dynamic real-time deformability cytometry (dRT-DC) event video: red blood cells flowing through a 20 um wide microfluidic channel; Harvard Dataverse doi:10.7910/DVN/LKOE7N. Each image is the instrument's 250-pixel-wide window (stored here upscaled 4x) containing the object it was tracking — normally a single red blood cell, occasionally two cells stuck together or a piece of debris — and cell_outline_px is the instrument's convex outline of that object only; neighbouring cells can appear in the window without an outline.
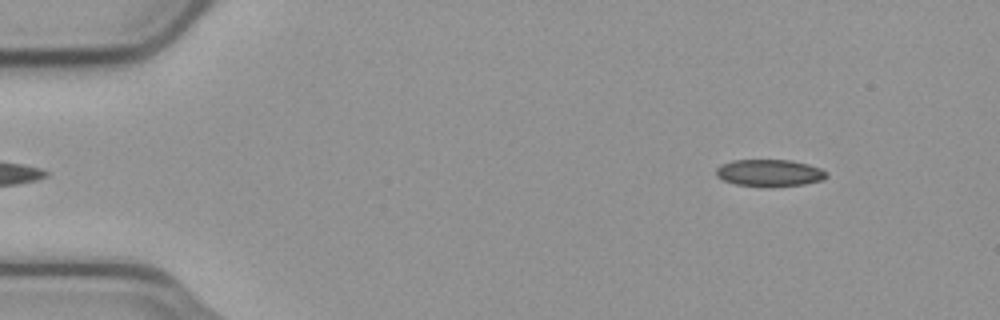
{"species": "common noctule bat (a hibernating species)", "species_latin": "Nyctalus noctula", "temperature_condition": "cold", "stored_images_in_passage": 11, "camera_frame_rate_fps": 3000, "um_per_image_px": 0.085, "animal": {"sex": "male", "body_mass_g": 23.1, "forearm_length_mm": 52.7}, "frame": {"image": 1, "passage_image": 2, "time_ms": 0.333, "image_size_px": [1000, 320], "cell_outline_px": [[828, 176], [824, 180], [804, 184], [736, 184], [724, 180], [716, 176], [716, 168], [720, 164], [732, 160], [792, 160], [808, 164], [820, 168], [828, 172]], "centroid_in_image_um": [65.42, 14.65], "position_along_channel_um": 19.6, "area_um2": 16.76}}